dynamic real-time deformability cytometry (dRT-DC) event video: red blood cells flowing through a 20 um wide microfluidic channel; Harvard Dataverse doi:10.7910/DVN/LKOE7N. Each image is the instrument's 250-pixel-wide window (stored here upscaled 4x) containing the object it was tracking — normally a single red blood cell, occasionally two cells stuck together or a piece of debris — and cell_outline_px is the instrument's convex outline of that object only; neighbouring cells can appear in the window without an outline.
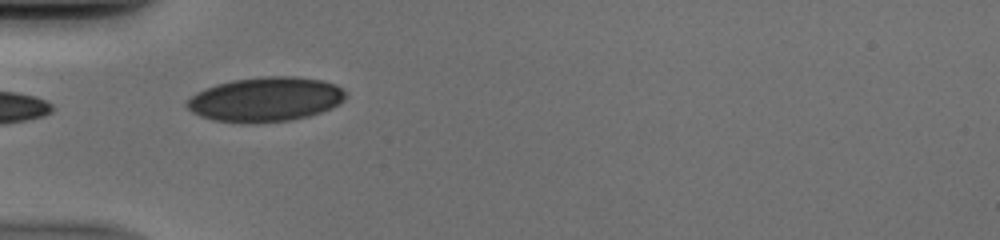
{"species": "human", "species_latin": "Homo sapiens", "temperature_condition": "cold", "stored_images_in_passage": 35, "camera_frame_rate_fps": 3000, "um_per_image_px": 0.085, "donor": {"sex": "male"}, "frame": {"image": 1, "passage_image": 1, "time_ms": 0.0, "image_size_px": [1000, 240], "cell_outline_px": [[348, 96], [340, 104], [332, 108], [308, 116], [292, 120], [256, 124], [240, 124], [212, 120], [200, 116], [192, 112], [184, 104], [196, 92], [204, 88], [216, 84], [232, 80], [264, 76], [296, 76], [324, 80], [336, 84]], "centroid_in_image_um": [22.56, 8.46], "position_along_channel_um": 62.4, "area_um2": 41.85}}
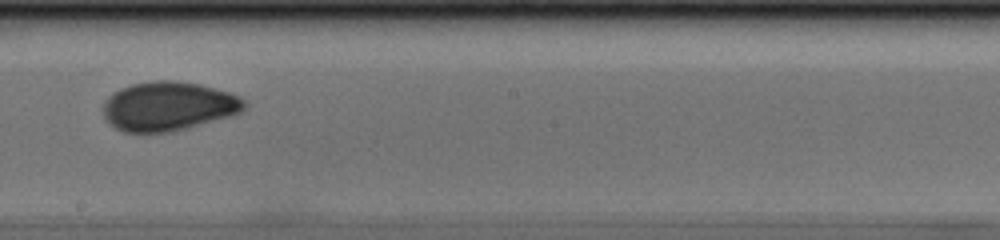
{"frame": {"image": 2, "passage_image": 14, "time_ms": 4.333, "image_size_px": [1000, 240], "cell_outline_px": [[248, 104], [240, 112], [232, 116], [172, 132], [124, 132], [116, 128], [104, 116], [104, 100], [112, 92], [120, 88], [132, 84], [152, 80], [176, 80], [200, 84], [232, 92], [240, 96]], "centroid_in_image_um": [14.35, 9.01], "position_along_channel_um": 233.9, "area_um2": 40.75}}
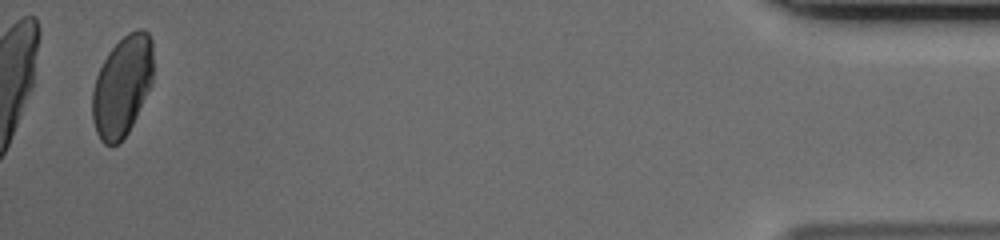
{"frame": {"image": 3, "passage_image": 34, "time_ms": 11.0, "image_size_px": [1000, 240], "cell_outline_px": [[152, 84], [128, 132], [116, 144], [104, 144], [100, 140], [96, 132], [92, 120], [92, 92], [96, 76], [108, 52], [128, 32], [136, 28], [144, 28], [148, 32], [152, 40]], "centroid_in_image_um": [10.38, 7.29], "position_along_channel_um": 424.8, "area_um2": 35.55}}